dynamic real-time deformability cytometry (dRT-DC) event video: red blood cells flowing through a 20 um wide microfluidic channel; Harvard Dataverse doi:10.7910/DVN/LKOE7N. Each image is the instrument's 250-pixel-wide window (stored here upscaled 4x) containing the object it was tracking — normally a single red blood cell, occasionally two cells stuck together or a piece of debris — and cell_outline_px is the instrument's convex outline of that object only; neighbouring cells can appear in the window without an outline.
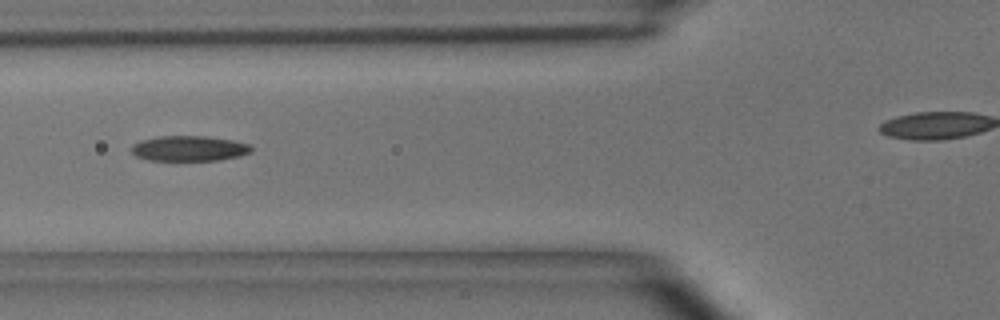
{"species": "common noctule bat (a hibernating species)", "species_latin": "Nyctalus noctula", "temperature_condition": "room temperature", "stored_images_in_passage": 4, "camera_frame_rate_fps": 3000, "um_per_image_px": 0.085, "animal": {"sex": "male", "body_mass_g": 15.6}, "frame": {"image": 1, "passage_image": 4, "time_ms": 3.667, "image_size_px": [1000, 320], "cell_outline_px": [[252, 152], [240, 156], [220, 160], [148, 160], [136, 156], [132, 152], [132, 144], [140, 140], [160, 136], [204, 136], [232, 140], [248, 144], [252, 148]], "centroid_in_image_um": [16.07, 12.62], "position_along_channel_um": 109.7, "area_um2": 17.63}}